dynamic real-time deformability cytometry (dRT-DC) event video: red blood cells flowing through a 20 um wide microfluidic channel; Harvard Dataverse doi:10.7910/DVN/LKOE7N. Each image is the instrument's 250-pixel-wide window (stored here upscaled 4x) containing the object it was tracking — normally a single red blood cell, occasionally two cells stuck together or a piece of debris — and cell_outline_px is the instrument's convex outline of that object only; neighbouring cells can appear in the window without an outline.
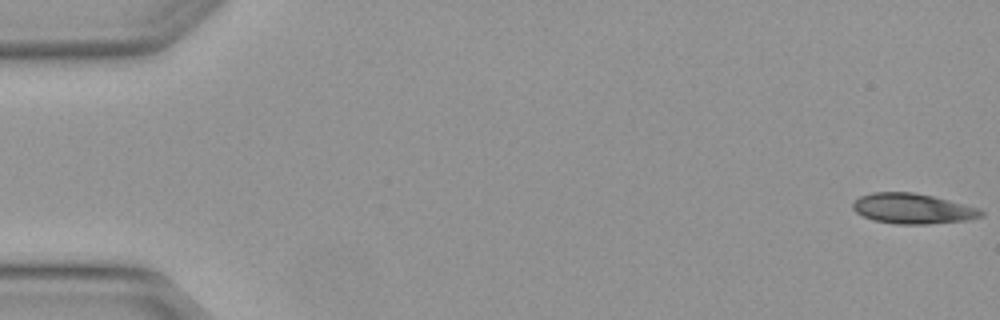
{"species": "Egyptian fruit bat (a non-hibernating species)", "species_latin": "Rousettus aegyptiacus", "temperature_condition": "warm", "stored_images_in_passage": 5, "camera_frame_rate_fps": 3000, "um_per_image_px": 0.085, "animal": {"sex": "female"}, "frame": {"image": 1, "passage_image": 1, "time_ms": 0.0, "image_size_px": [1000, 320], "cell_outline_px": [[984, 216], [968, 220], [928, 224], [896, 224], [872, 220], [856, 212], [852, 208], [852, 204], [860, 196], [872, 192], [912, 192], [932, 196], [980, 208], [984, 212]], "centroid_in_image_um": [77.59, 17.74], "position_along_channel_um": 7.4, "area_um2": 22.66}}
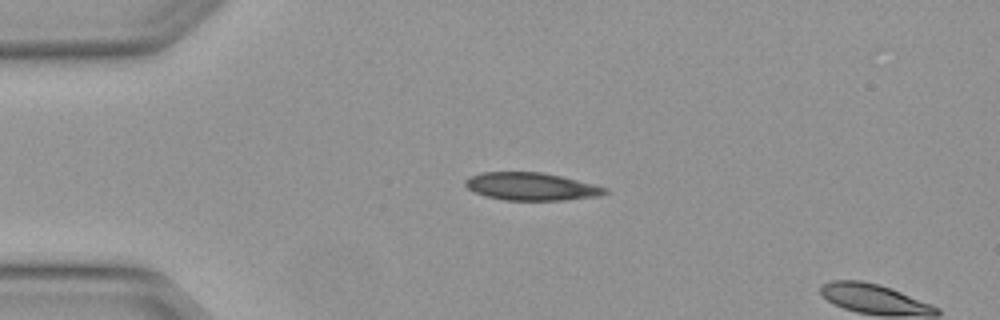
{"frame": {"image": 2, "passage_image": 4, "time_ms": 1.0, "image_size_px": [1000, 320], "cell_outline_px": [[608, 192], [600, 196], [564, 200], [504, 200], [484, 196], [468, 188], [464, 184], [464, 180], [468, 176], [480, 172], [540, 172], [560, 176], [608, 188]], "centroid_in_image_um": [45.12, 15.85], "position_along_channel_um": 39.9, "area_um2": 22.54}}